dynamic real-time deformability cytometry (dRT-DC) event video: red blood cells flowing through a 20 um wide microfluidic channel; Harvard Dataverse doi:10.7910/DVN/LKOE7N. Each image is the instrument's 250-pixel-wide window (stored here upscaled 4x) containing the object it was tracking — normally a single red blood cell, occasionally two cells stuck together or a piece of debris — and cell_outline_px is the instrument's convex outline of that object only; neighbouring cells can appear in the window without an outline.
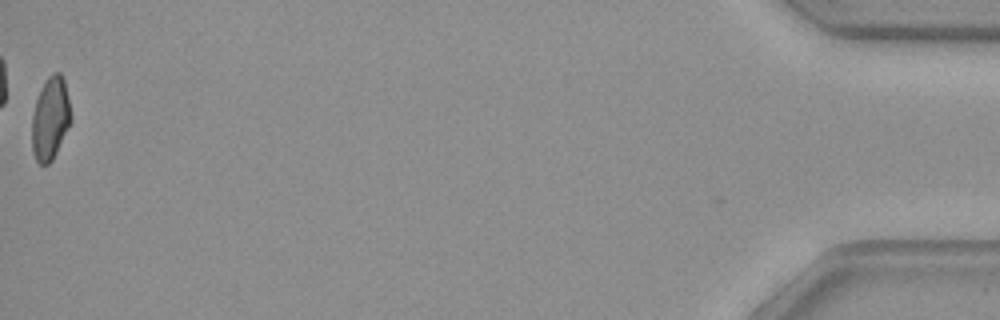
{"species": "common noctule bat (a hibernating species)", "species_latin": "Nyctalus noctula", "temperature_condition": "warm", "stored_images_in_passage": 42, "camera_frame_rate_fps": 3000, "um_per_image_px": 0.085, "animal": {"sex": "female", "body_mass_g": 29.2, "forearm_length_mm": 56.3}, "frame": {"image": 1, "passage_image": 42, "time_ms": 13.667, "image_size_px": [1000, 320], "cell_outline_px": [[72, 120], [52, 160], [48, 164], [40, 164], [36, 160], [32, 152], [32, 116], [36, 100], [44, 80], [52, 72], [60, 72], [64, 80], [68, 96], [72, 116]], "centroid_in_image_um": [4.28, 10.05], "position_along_channel_um": 430.9, "area_um2": 18.9}, "authors_computed_cell_mechanics": {"area_um2": 19.9121, "velocity_mm_per_s": 3.9692, "shape_relaxation_time_tau1_ms": null, "shape_relaxation_time_tau2_ms": 2.1118, "deformation_change_tau1": null, "deformation_change_tau2": 0.0666}}